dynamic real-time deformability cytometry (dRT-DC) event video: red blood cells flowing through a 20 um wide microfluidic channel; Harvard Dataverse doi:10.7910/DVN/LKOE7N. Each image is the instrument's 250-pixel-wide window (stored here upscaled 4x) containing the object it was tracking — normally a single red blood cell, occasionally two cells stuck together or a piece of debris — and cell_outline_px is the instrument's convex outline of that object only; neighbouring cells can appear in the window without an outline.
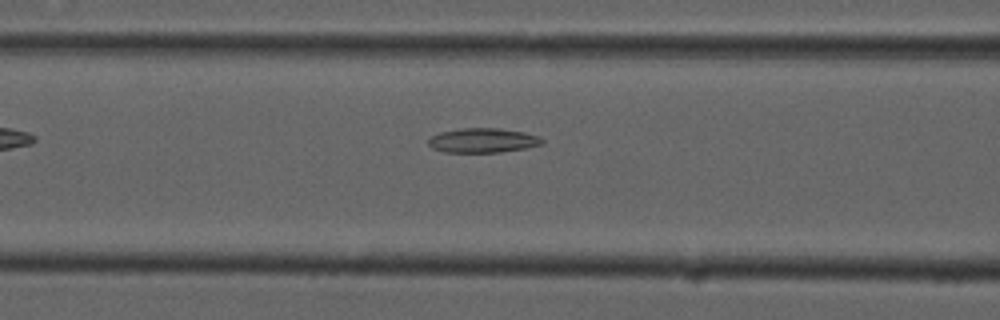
{"species": "common noctule bat (a hibernating species)", "species_latin": "Nyctalus noctula", "temperature_condition": "cold", "stored_images_in_passage": 37, "camera_frame_rate_fps": 3000, "um_per_image_px": 0.085, "animal": {"sex": "male", "forearm_length_mm": 52.5}, "frame": {"image": 1, "passage_image": 5, "time_ms": 1.333, "image_size_px": [1000, 320], "cell_outline_px": [[544, 144], [524, 148], [500, 152], [444, 152], [432, 148], [428, 144], [428, 140], [432, 136], [440, 132], [460, 128], [500, 128], [524, 132], [540, 136], [544, 140]], "centroid_in_image_um": [41.06, 11.93], "position_along_channel_um": 125.5, "area_um2": 16.3}}
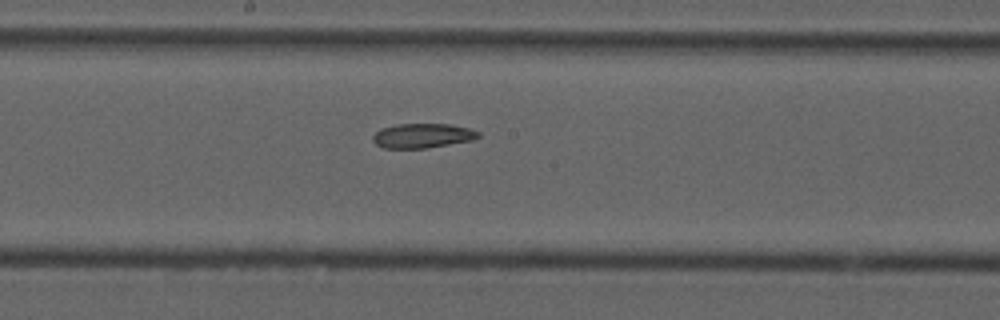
{"frame": {"image": 2, "passage_image": 12, "time_ms": 3.667, "image_size_px": [1000, 320], "cell_outline_px": [[480, 136], [472, 140], [428, 148], [384, 148], [376, 144], [372, 140], [372, 136], [380, 128], [396, 124], [448, 124], [468, 128], [480, 132]], "centroid_in_image_um": [35.89, 11.53], "position_along_channel_um": 212.3, "area_um2": 15.09}}
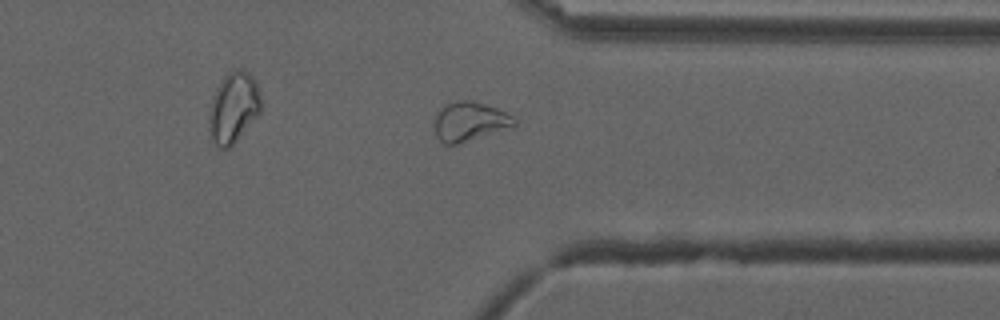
{"frame": {"image": 3, "passage_image": 25, "time_ms": 8.0, "image_size_px": [1000, 320], "cell_outline_px": [[516, 124], [512, 128], [456, 144], [444, 144], [436, 136], [436, 116], [440, 108], [444, 104], [456, 100], [472, 100], [496, 108], [512, 116], [516, 120]], "centroid_in_image_um": [39.94, 10.32], "position_along_channel_um": 371.5, "area_um2": 18.15}}